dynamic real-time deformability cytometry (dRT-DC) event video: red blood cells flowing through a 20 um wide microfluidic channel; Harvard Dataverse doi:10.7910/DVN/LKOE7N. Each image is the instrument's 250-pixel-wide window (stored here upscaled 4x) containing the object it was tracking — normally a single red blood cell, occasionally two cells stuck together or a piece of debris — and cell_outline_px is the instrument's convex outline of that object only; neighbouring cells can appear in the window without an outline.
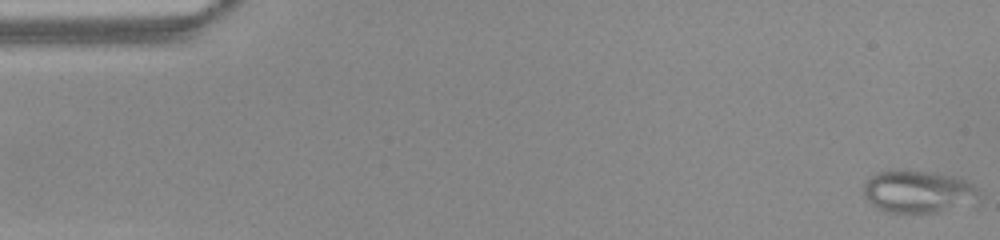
{"species": "common noctule bat (a hibernating species)", "species_latin": "Nyctalus noctula", "temperature_condition": "warm", "stored_images_in_passage": 51, "camera_frame_rate_fps": 3000, "um_per_image_px": 0.085, "animal": {"sex": "female", "body_mass_g": 22.0, "forearm_length_mm": 56.7}, "frame": {"image": 1, "passage_image": 1, "time_ms": 0.0, "image_size_px": [1000, 240], "cell_outline_px": [[980, 204], [936, 212], [884, 212], [876, 208], [864, 196], [864, 184], [876, 172], [888, 168], [904, 168], [932, 172], [952, 176], [964, 180], [972, 184], [980, 192]], "centroid_in_image_um": [78.08, 16.27], "position_along_channel_um": 6.9, "area_um2": 29.48}}
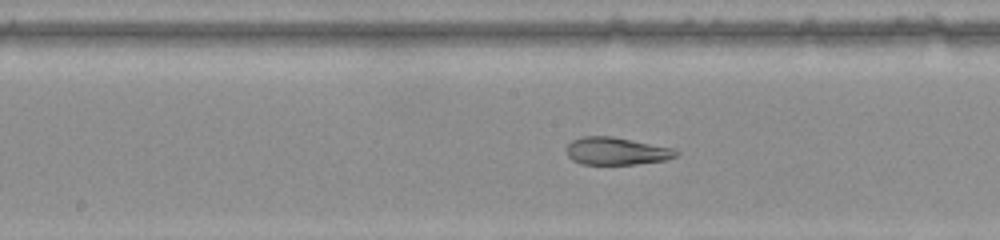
{"frame": {"image": 2, "passage_image": 26, "time_ms": 8.333, "image_size_px": [1000, 240], "cell_outline_px": [[680, 152], [676, 156], [664, 160], [636, 164], [580, 164], [572, 160], [568, 156], [568, 144], [572, 140], [584, 136], [612, 136], [676, 148]], "centroid_in_image_um": [52.43, 12.84], "position_along_channel_um": 195.8, "area_um2": 17.63}}
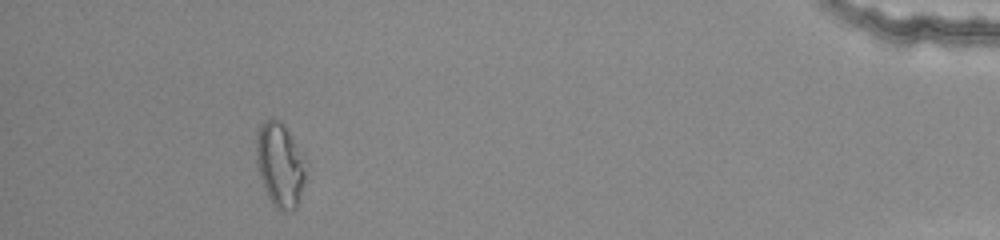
{"frame": {"image": 3, "passage_image": 47, "time_ms": 15.333, "image_size_px": [1000, 240], "cell_outline_px": [[304, 180], [296, 208], [276, 208], [272, 204], [268, 196], [260, 176], [256, 160], [256, 132], [260, 124], [264, 120], [272, 116], [280, 120], [284, 124], [304, 160]], "centroid_in_image_um": [23.74, 13.91], "position_along_channel_um": 411.5, "area_um2": 23.7}, "authors_computed_cell_mechanics": {"area_um2": 22.3686, "velocity_mm_per_s": 3.9938, "shape_relaxation_time_tau1_ms": null, "shape_relaxation_time_tau2_ms": 1.0946, "deformation_change_tau1": null, "deformation_change_tau2": 0.0925}}